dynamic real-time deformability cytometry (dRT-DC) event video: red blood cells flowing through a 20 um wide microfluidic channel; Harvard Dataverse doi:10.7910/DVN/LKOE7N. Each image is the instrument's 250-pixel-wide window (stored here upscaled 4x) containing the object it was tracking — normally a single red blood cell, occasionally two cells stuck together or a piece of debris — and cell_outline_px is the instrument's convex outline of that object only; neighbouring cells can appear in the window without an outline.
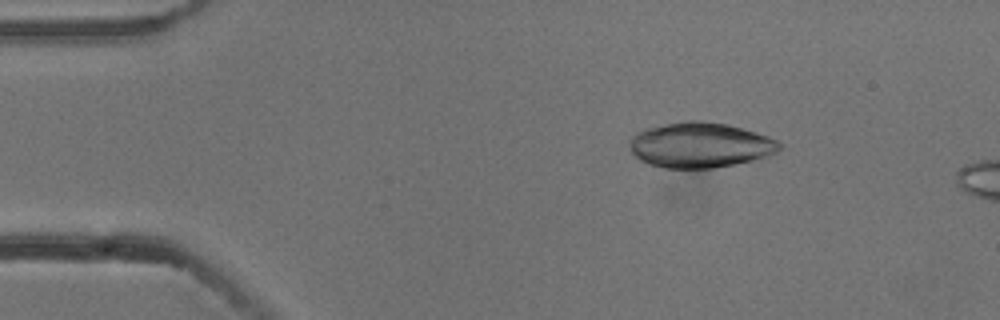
{"species": "common noctule bat (a hibernating species)", "species_latin": "Nyctalus noctula", "temperature_condition": "cold", "stored_images_in_passage": 4, "camera_frame_rate_fps": 3000, "um_per_image_px": 0.085, "animal": {"sex": "male", "body_mass_g": 13.3}, "frame": {"image": 1, "passage_image": 2, "time_ms": 0.333, "image_size_px": [1000, 320], "cell_outline_px": [[784, 144], [776, 152], [768, 156], [752, 160], [712, 168], [664, 168], [648, 164], [640, 160], [632, 152], [628, 140], [636, 132], [644, 128], [684, 120], [700, 120], [728, 124], [756, 132], [768, 136]], "centroid_in_image_um": [59.49, 12.31], "position_along_channel_um": 25.5, "area_um2": 39.71}}